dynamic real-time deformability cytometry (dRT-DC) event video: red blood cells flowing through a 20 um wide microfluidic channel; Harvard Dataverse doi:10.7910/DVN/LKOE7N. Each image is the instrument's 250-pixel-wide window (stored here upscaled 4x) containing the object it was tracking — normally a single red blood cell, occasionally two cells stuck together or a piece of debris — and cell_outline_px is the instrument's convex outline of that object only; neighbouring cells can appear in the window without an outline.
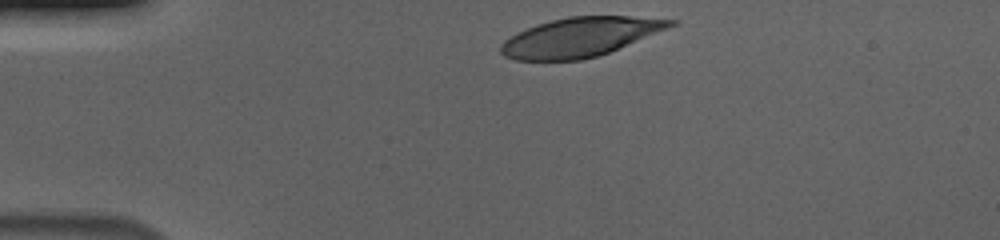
{"species": "human", "species_latin": "Homo sapiens", "temperature_condition": "cold", "stored_images_in_passage": 35, "camera_frame_rate_fps": 3000, "um_per_image_px": 0.085, "donor": {"sex": "male"}, "frame": {"image": 1, "passage_image": 1, "time_ms": 0.0, "image_size_px": [1000, 240], "cell_outline_px": [[680, 20], [676, 24], [668, 28], [608, 52], [596, 56], [580, 60], [516, 60], [504, 56], [500, 52], [500, 44], [504, 40], [516, 32], [536, 24], [568, 16], [628, 16]], "centroid_in_image_um": [49.27, 3.14], "position_along_channel_um": 35.7, "area_um2": 38.49}}
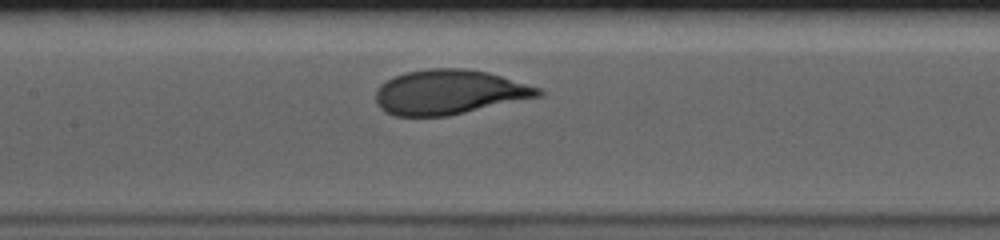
{"frame": {"image": 2, "passage_image": 16, "time_ms": 5.0, "image_size_px": [1000, 240], "cell_outline_px": [[544, 96], [448, 116], [396, 116], [380, 108], [376, 104], [376, 88], [380, 84], [404, 72], [428, 68], [464, 68], [488, 72], [540, 88], [544, 92]], "centroid_in_image_um": [38.2, 7.83], "position_along_channel_um": 169.2, "area_um2": 42.48}}
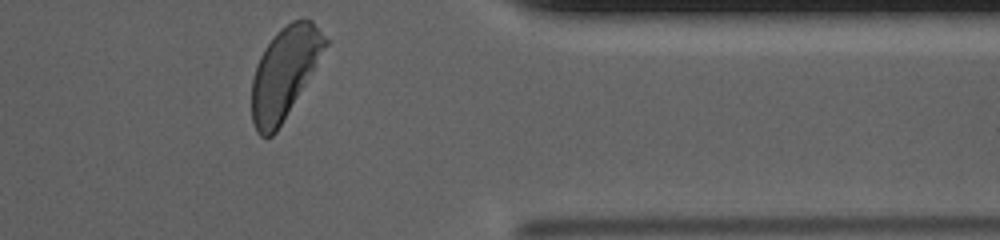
{"frame": {"image": 3, "passage_image": 35, "time_ms": 11.333, "image_size_px": [1000, 240], "cell_outline_px": [[332, 40], [276, 132], [272, 136], [260, 136], [256, 132], [252, 120], [252, 76], [256, 64], [264, 48], [276, 32], [280, 28], [292, 20], [312, 20]], "centroid_in_image_um": [24.21, 6.14], "position_along_channel_um": 387.2, "area_um2": 39.07}, "authors_computed_cell_mechanics": {"area_um2": 41.7894, "velocity_mm_per_s": 3.6479, "shape_relaxation_time_tau1_ms": 2.9528, "shape_relaxation_time_tau2_ms": null, "deformation_change_tau1": 0.1696, "deformation_change_tau2": null}}